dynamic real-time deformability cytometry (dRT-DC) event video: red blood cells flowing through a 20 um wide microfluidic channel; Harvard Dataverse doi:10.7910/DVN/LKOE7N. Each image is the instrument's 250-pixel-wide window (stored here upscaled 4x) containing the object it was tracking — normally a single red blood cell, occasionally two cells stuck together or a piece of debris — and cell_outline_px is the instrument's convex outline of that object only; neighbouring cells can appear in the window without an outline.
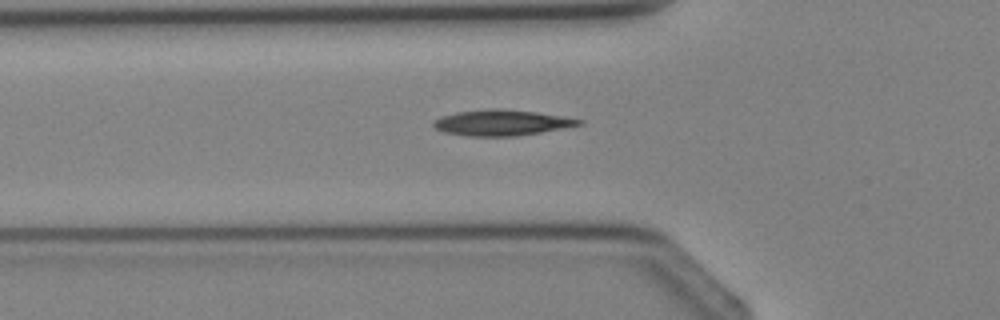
{"species": "Egyptian fruit bat (a non-hibernating species)", "species_latin": "Rousettus aegyptiacus", "temperature_condition": "cold", "stored_images_in_passage": 3, "camera_frame_rate_fps": 3000, "um_per_image_px": 0.085, "animal": {"sex": "female"}, "frame": {"image": 1, "passage_image": 3, "time_ms": 2.333, "image_size_px": [1000, 320], "cell_outline_px": [[584, 124], [564, 128], [516, 136], [468, 136], [444, 132], [436, 128], [432, 124], [440, 116], [456, 112], [536, 112], [584, 120]], "centroid_in_image_um": [42.67, 10.49], "position_along_channel_um": 83.1, "area_um2": 20.46}}